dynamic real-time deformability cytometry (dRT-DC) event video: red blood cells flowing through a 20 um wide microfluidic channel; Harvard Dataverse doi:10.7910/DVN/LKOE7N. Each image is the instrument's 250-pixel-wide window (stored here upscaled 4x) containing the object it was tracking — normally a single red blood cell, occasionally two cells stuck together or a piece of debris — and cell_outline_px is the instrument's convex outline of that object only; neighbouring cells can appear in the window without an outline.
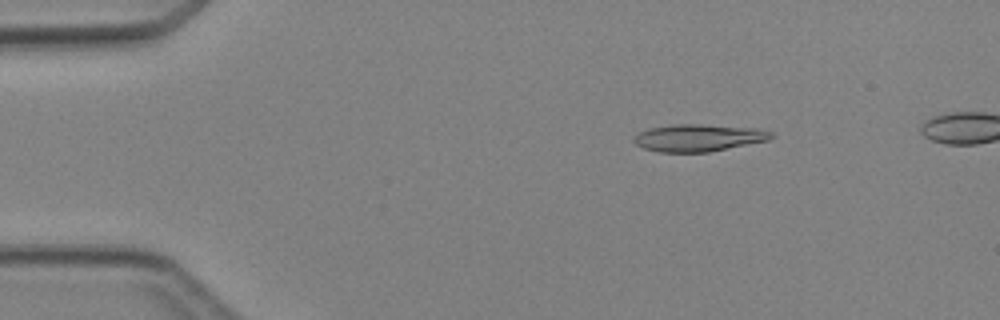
{"species": "Egyptian fruit bat (a non-hibernating species)", "species_latin": "Rousettus aegyptiacus", "temperature_condition": "cold", "stored_images_in_passage": 5, "camera_frame_rate_fps": 3000, "um_per_image_px": 0.085, "animal": {"sex": "female"}, "frame": {"image": 1, "passage_image": 2, "time_ms": 1.0, "image_size_px": [1000, 320], "cell_outline_px": [[776, 136], [768, 140], [708, 152], [660, 152], [644, 148], [636, 144], [632, 140], [632, 136], [648, 128], [672, 124], [700, 124], [756, 128], [772, 132]], "centroid_in_image_um": [59.35, 11.7], "position_along_channel_um": 25.7, "area_um2": 21.79}}
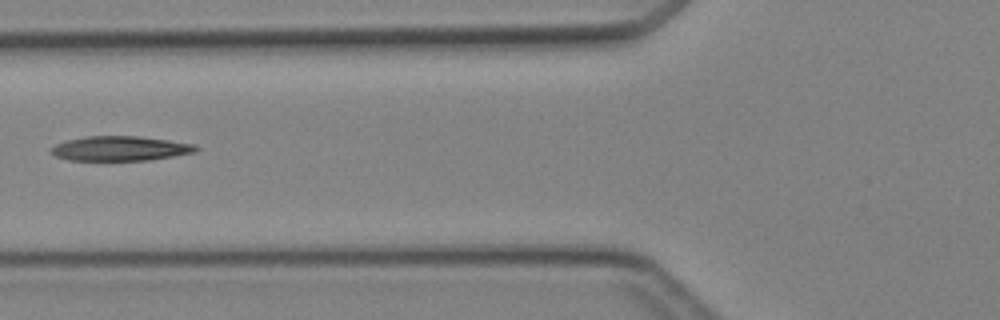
{"frame": {"image": 2, "passage_image": 5, "time_ms": 4.667, "image_size_px": [1000, 320], "cell_outline_px": [[200, 148], [196, 152], [148, 160], [68, 160], [56, 156], [52, 152], [52, 148], [56, 144], [68, 140], [84, 136], [140, 136], [196, 144]], "centroid_in_image_um": [10.26, 12.61], "position_along_channel_um": 115.5, "area_um2": 20.69}}